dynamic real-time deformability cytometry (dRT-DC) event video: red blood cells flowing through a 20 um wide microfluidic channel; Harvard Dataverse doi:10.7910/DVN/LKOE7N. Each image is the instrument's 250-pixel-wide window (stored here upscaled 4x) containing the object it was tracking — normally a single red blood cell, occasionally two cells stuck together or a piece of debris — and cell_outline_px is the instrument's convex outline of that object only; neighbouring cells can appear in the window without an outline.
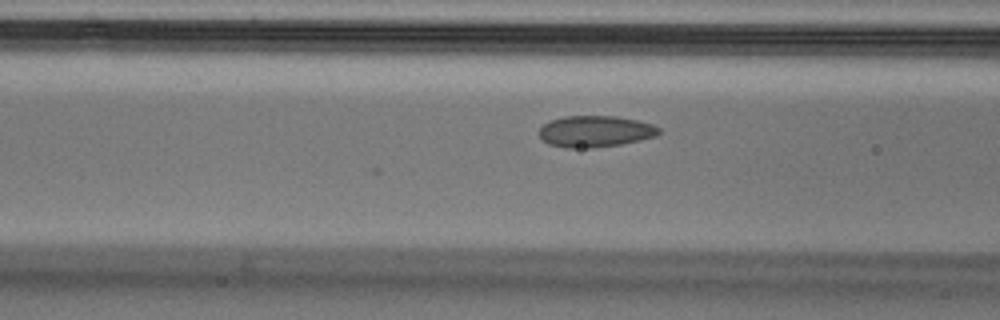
{"species": "Egyptian fruit bat (a non-hibernating species)", "species_latin": "Rousettus aegyptiacus", "temperature_condition": "cold", "stored_images_in_passage": 26, "camera_frame_rate_fps": 3000, "um_per_image_px": 0.085, "animal": {"sex": "male"}, "frame": {"image": 1, "passage_image": 7, "time_ms": 2.0, "image_size_px": [1000, 320], "cell_outline_px": [[656, 132], [648, 136], [612, 144], [556, 144], [548, 140], [540, 132], [548, 124], [556, 120], [576, 116], [596, 116], [628, 120], [644, 124], [652, 128]], "centroid_in_image_um": [50.53, 11.1], "position_along_channel_um": 116.1, "area_um2": 17.8}}
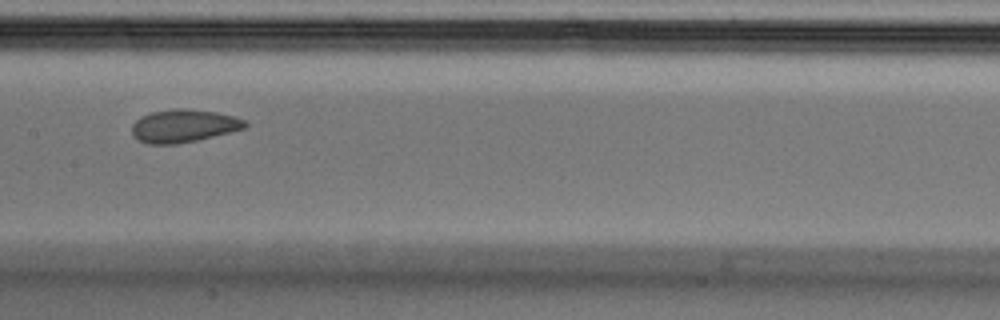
{"frame": {"image": 2, "passage_image": 13, "time_ms": 4.0, "image_size_px": [1000, 320], "cell_outline_px": [[244, 124], [236, 128], [188, 140], [144, 140], [136, 136], [136, 124], [140, 120], [148, 116], [160, 112], [204, 112], [224, 116], [236, 120]], "centroid_in_image_um": [15.55, 10.69], "position_along_channel_um": 191.8, "area_um2": 16.65}}
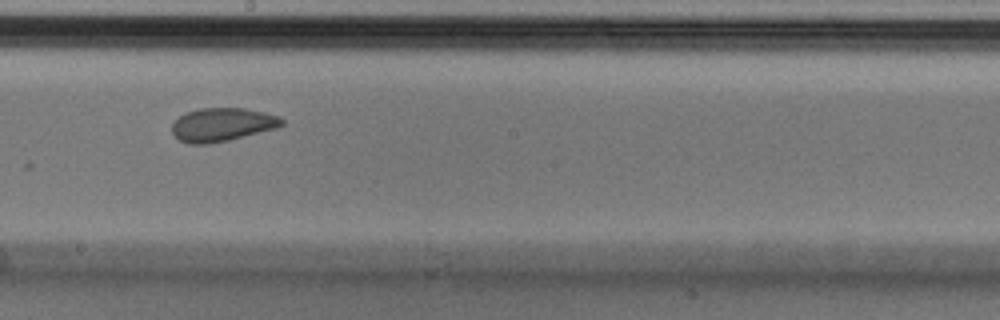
{"frame": {"image": 3, "passage_image": 16, "time_ms": 5.0, "image_size_px": [1000, 320], "cell_outline_px": [[280, 124], [268, 128], [220, 140], [184, 140], [176, 136], [176, 124], [184, 116], [192, 112], [220, 108], [228, 108], [252, 112], [268, 116], [280, 120]], "centroid_in_image_um": [18.84, 10.56], "position_along_channel_um": 229.4, "area_um2": 17.28}}